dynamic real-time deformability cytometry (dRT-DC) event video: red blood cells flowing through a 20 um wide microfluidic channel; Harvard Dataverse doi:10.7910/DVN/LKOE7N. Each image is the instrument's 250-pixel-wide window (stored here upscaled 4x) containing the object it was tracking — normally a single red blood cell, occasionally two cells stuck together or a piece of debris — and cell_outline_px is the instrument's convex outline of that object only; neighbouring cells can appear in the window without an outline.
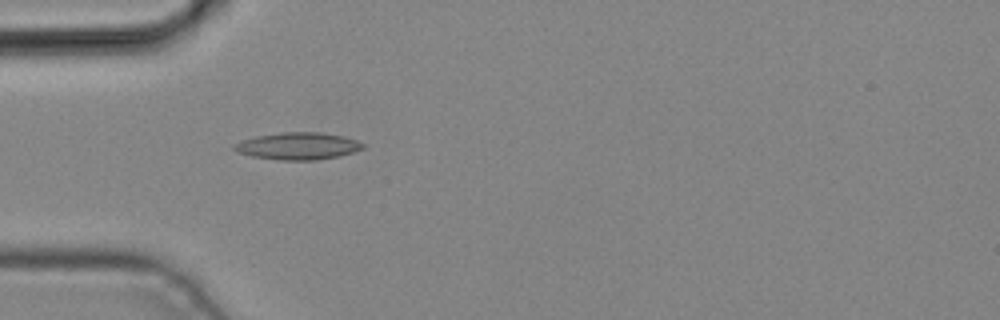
{"species": "common noctule bat (a hibernating species)", "species_latin": "Nyctalus noctula", "temperature_condition": "cold", "stored_images_in_passage": 4, "camera_frame_rate_fps": 3000, "um_per_image_px": 0.085, "animal": {"sex": "male", "body_mass_g": 19.2, "forearm_length_mm": 51.8}, "frame": {"image": 1, "passage_image": 3, "time_ms": 0.667, "image_size_px": [1000, 320], "cell_outline_px": [[364, 148], [340, 156], [316, 160], [276, 160], [252, 156], [236, 152], [232, 148], [232, 144], [256, 136], [280, 132], [324, 132], [344, 136], [356, 140], [364, 144]], "centroid_in_image_um": [25.31, 12.41], "position_along_channel_um": 59.7, "area_um2": 20.52}}
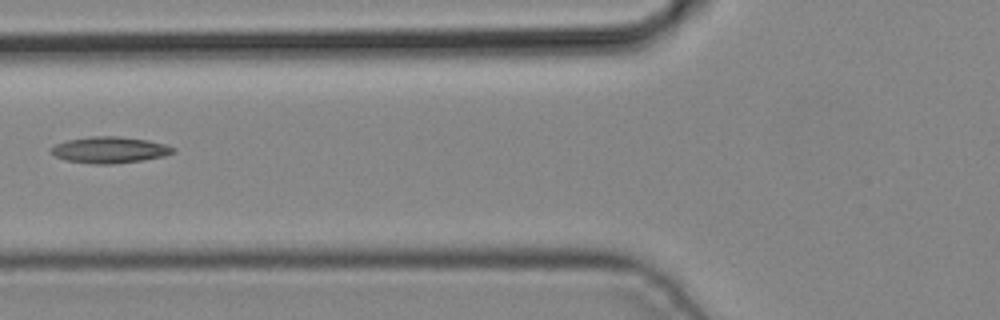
{"frame": {"image": 2, "passage_image": 4, "time_ms": 1.0, "image_size_px": [1000, 320], "cell_outline_px": [[176, 152], [164, 156], [144, 160], [112, 164], [92, 164], [64, 160], [48, 152], [56, 144], [68, 140], [92, 136], [116, 136], [148, 140], [164, 144], [176, 148]], "centroid_in_image_um": [9.33, 12.75], "position_along_channel_um": 116.5, "area_um2": 18.79}}